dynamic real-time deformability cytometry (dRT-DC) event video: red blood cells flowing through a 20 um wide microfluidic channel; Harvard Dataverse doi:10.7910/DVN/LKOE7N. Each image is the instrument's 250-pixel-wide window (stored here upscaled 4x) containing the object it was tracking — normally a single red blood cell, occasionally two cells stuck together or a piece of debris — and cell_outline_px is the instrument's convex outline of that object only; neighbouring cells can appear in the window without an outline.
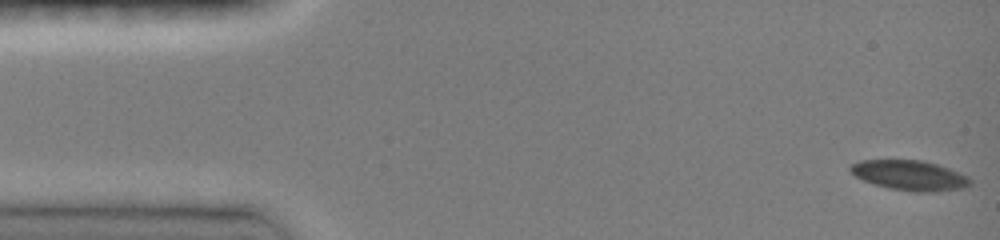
{"species": "common noctule bat (a hibernating species)", "species_latin": "Nyctalus noctula", "temperature_condition": "room temperature", "stored_images_in_passage": 47, "camera_frame_rate_fps": 3000, "um_per_image_px": 0.085, "animal": {"sex": "female", "body_mass_g": 19.0, "forearm_length_mm": 51.5}, "frame": {"image": 1, "passage_image": 1, "time_ms": 0.0, "image_size_px": [1000, 240], "cell_outline_px": [[972, 184], [964, 188], [936, 192], [916, 192], [888, 188], [864, 180], [856, 176], [848, 168], [852, 164], [860, 160], [924, 160], [948, 168], [968, 176], [972, 180]], "centroid_in_image_um": [77.37, 14.91], "position_along_channel_um": 7.6, "area_um2": 20.92}}
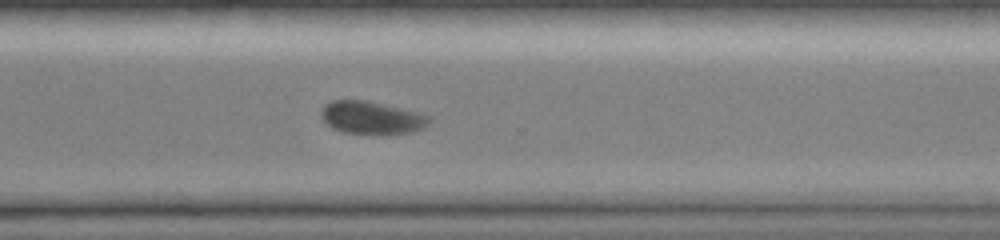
{"frame": {"image": 2, "passage_image": 34, "time_ms": 11.0, "image_size_px": [1000, 240], "cell_outline_px": [[432, 120], [424, 128], [412, 132], [344, 132], [332, 128], [320, 116], [320, 108], [324, 104], [332, 100], [364, 100], [416, 112], [432, 116]], "centroid_in_image_um": [31.56, 9.97], "position_along_channel_um": 339.0, "area_um2": 20.06}}
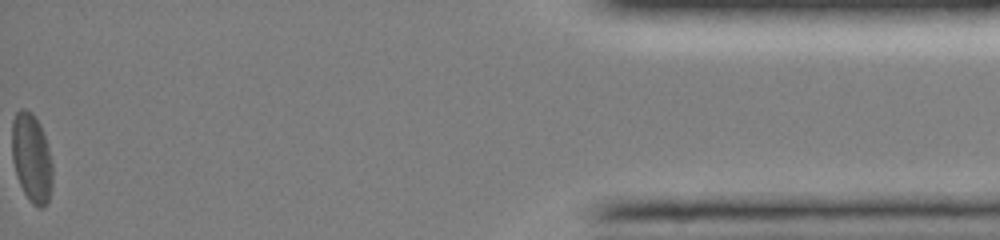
{"frame": {"image": 3, "passage_image": 47, "time_ms": 15.333, "image_size_px": [1000, 240], "cell_outline_px": [[52, 184], [48, 200], [44, 208], [40, 208], [32, 204], [24, 192], [16, 176], [12, 160], [12, 120], [16, 112], [20, 108], [24, 108], [32, 112], [40, 124], [44, 132], [52, 160]], "centroid_in_image_um": [2.68, 13.4], "position_along_channel_um": 432.5, "area_um2": 21.33}, "authors_computed_cell_mechanics": {"area_um2": 21.2704, "velocity_mm_per_s": 4.094, "shape_relaxation_time_tau1_ms": 2.1859, "shape_relaxation_time_tau2_ms": null, "deformation_change_tau1": 0.0806, "deformation_change_tau2": null}}